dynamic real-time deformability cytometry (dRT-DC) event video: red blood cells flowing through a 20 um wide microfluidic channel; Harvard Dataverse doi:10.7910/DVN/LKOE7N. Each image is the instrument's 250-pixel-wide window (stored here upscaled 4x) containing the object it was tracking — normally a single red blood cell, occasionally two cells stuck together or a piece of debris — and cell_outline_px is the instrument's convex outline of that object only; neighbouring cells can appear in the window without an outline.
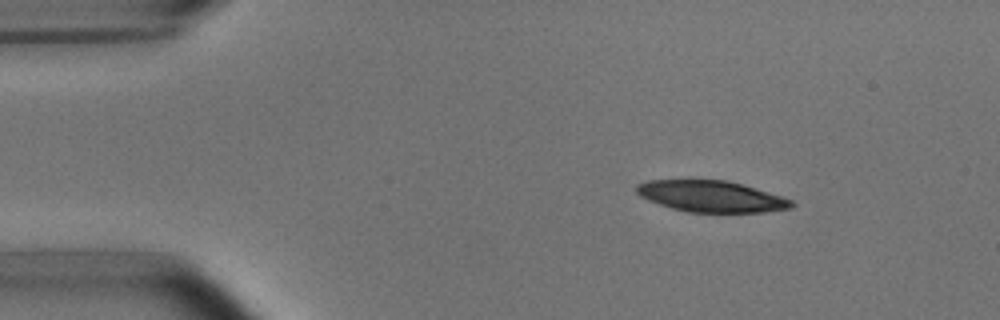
{"species": "common noctule bat (a hibernating species)", "species_latin": "Nyctalus noctula", "temperature_condition": "room temperature", "stored_images_in_passage": 5, "segment_of_instrument_passage": [1, 2], "camera_frame_rate_fps": 3000, "um_per_image_px": 0.085, "animal": {"sex": "male", "body_mass_g": 15.6}, "frame": {"image": 1, "passage_image": 2, "time_ms": 1.0, "image_size_px": [1000, 320], "cell_outline_px": [[796, 204], [792, 208], [764, 212], [688, 212], [672, 208], [648, 200], [640, 196], [636, 192], [636, 184], [648, 180], [688, 176], [728, 180], [780, 196], [792, 200]], "centroid_in_image_um": [60.36, 16.63], "position_along_channel_um": 24.6, "area_um2": 29.25}}